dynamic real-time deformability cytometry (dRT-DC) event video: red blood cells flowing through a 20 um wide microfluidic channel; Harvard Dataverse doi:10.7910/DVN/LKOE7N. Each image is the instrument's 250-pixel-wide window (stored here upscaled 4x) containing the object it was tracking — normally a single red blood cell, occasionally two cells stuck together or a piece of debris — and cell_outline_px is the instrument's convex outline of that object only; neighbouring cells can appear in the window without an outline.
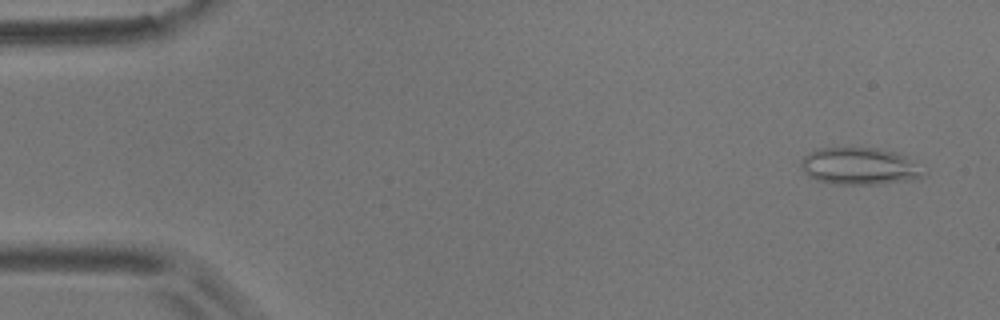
{"species": "common noctule bat (a hibernating species)", "species_latin": "Nyctalus noctula", "temperature_condition": "room temperature", "stored_images_in_passage": 7, "camera_frame_rate_fps": 3000, "um_per_image_px": 0.085, "animal": {"sex": "male", "body_mass_g": 17.9}, "frame": {"image": 1, "passage_image": 1, "time_ms": 0.0, "image_size_px": [1000, 320], "cell_outline_px": [[924, 176], [916, 180], [876, 184], [832, 184], [816, 180], [808, 176], [800, 168], [800, 164], [804, 156], [808, 152], [816, 148], [876, 148], [896, 152], [904, 156], [924, 172]], "centroid_in_image_um": [73.0, 14.14], "position_along_channel_um": 12.0, "area_um2": 26.47}}
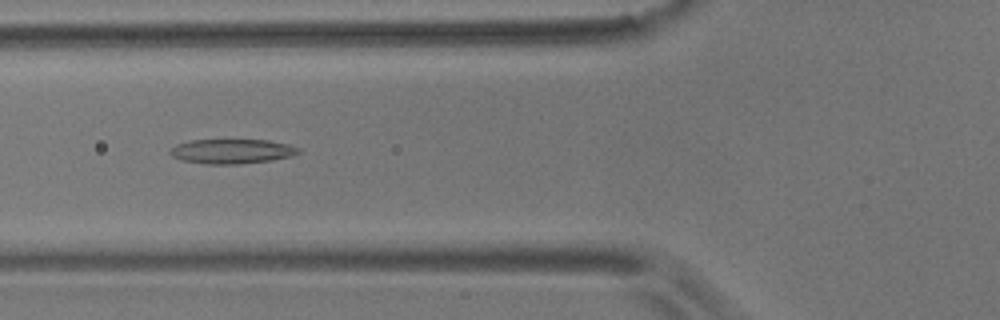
{"frame": {"image": 2, "passage_image": 6, "time_ms": 1.667, "image_size_px": [1000, 320], "cell_outline_px": [[300, 152], [292, 156], [272, 160], [240, 164], [204, 164], [180, 160], [172, 156], [168, 152], [176, 144], [188, 140], [268, 140], [288, 144], [300, 148]], "centroid_in_image_um": [19.69, 12.86], "position_along_channel_um": 106.1, "area_um2": 18.55}}
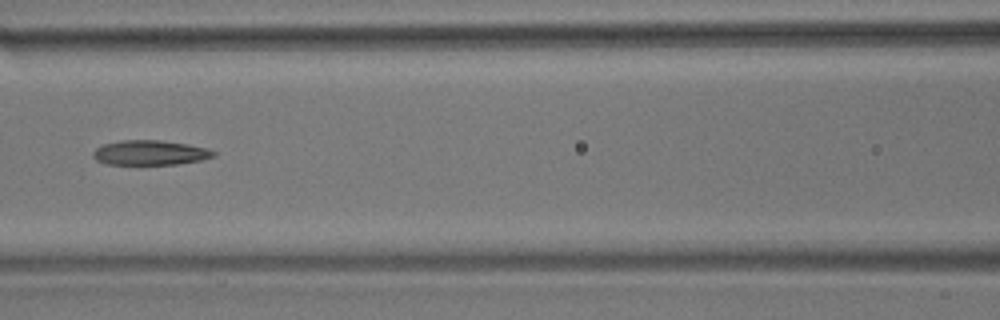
{"frame": {"image": 3, "passage_image": 7, "time_ms": 2.0, "image_size_px": [1000, 320], "cell_outline_px": [[216, 156], [200, 160], [176, 164], [140, 168], [104, 164], [96, 160], [92, 156], [92, 152], [96, 148], [104, 144], [124, 140], [160, 140], [188, 144], [208, 148], [216, 152]], "centroid_in_image_um": [12.71, 13.04], "position_along_channel_um": 153.9, "area_um2": 18.44}}